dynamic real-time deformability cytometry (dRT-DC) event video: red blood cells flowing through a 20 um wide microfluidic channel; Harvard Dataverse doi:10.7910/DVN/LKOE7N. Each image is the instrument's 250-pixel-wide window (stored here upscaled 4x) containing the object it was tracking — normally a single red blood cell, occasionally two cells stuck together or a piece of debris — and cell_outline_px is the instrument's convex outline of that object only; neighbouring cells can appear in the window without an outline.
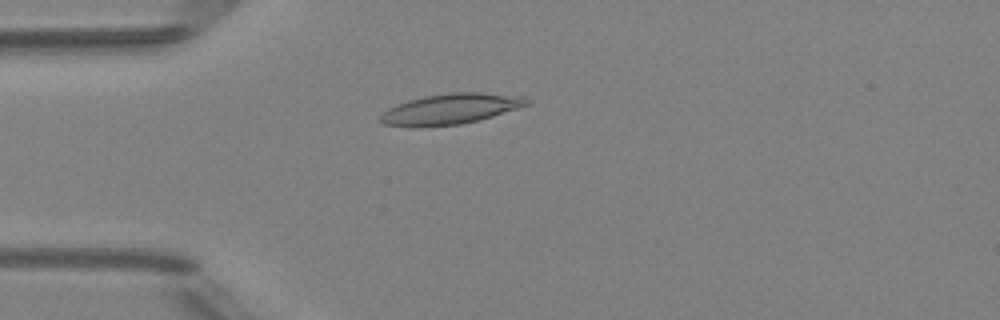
{"species": "Egyptian fruit bat (a non-hibernating species)", "species_latin": "Rousettus aegyptiacus", "temperature_condition": "room temperature", "stored_images_in_passage": 4, "camera_frame_rate_fps": 3000, "um_per_image_px": 0.085, "animal": {"sex": "female"}, "frame": {"image": 1, "passage_image": 4, "time_ms": 3.333, "image_size_px": [1000, 320], "cell_outline_px": [[528, 104], [492, 116], [460, 124], [384, 124], [380, 120], [380, 116], [388, 108], [396, 104], [408, 100], [424, 96], [452, 92], [480, 92], [524, 96], [528, 100]], "centroid_in_image_um": [38.35, 9.2], "position_along_channel_um": 46.6, "area_um2": 24.85}}